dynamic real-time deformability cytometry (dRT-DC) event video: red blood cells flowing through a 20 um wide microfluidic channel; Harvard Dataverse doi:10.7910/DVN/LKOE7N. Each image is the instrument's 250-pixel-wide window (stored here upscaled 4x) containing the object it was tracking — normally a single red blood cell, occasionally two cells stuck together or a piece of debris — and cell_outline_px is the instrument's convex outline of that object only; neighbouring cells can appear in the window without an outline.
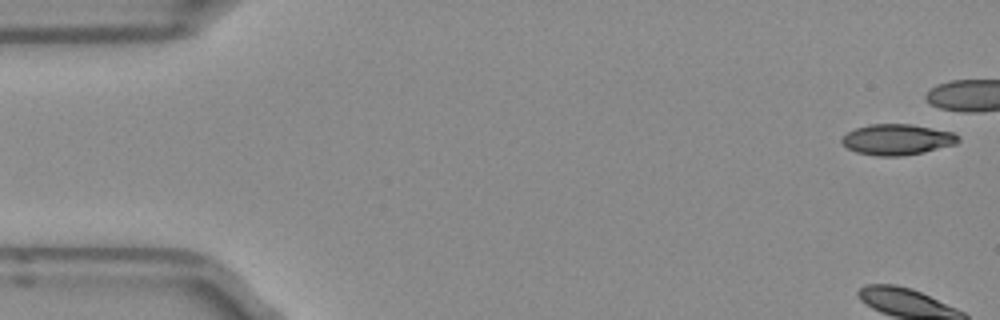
{"species": "Egyptian fruit bat (a non-hibernating species)", "species_latin": "Rousettus aegyptiacus", "temperature_condition": "room temperature", "stored_images_in_passage": 11, "camera_frame_rate_fps": 3000, "um_per_image_px": 0.085, "frame": {"image": 1, "passage_image": 1, "time_ms": 0.0, "image_size_px": [1000, 320], "cell_outline_px": [[960, 140], [956, 144], [924, 152], [900, 156], [876, 156], [856, 152], [848, 148], [840, 140], [848, 132], [856, 128], [868, 124], [912, 124], [952, 132], [960, 136]], "centroid_in_image_um": [76.27, 11.86], "position_along_channel_um": 8.7, "area_um2": 20.87}}